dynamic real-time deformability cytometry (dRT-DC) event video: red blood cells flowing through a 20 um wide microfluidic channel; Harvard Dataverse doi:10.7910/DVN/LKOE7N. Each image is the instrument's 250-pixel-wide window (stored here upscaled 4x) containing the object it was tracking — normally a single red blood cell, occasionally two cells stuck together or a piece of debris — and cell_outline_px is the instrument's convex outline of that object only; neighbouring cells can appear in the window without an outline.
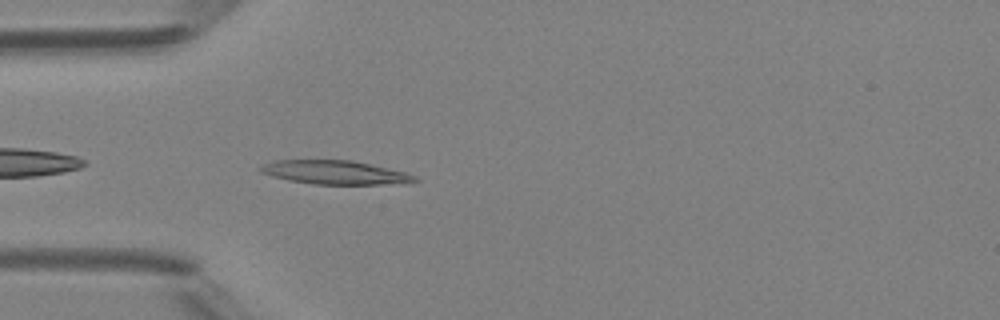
{"species": "Egyptian fruit bat (a non-hibernating species)", "species_latin": "Rousettus aegyptiacus", "temperature_condition": "room temperature", "stored_images_in_passage": 3, "camera_frame_rate_fps": 3000, "um_per_image_px": 0.085, "animal": {"sex": "female"}, "frame": {"image": 1, "passage_image": 3, "time_ms": 2.0, "image_size_px": [1000, 320], "cell_outline_px": [[420, 180], [380, 184], [312, 184], [288, 180], [272, 176], [260, 172], [260, 168], [264, 164], [272, 160], [352, 160], [404, 172], [416, 176]], "centroid_in_image_um": [28.39, 14.65], "position_along_channel_um": 56.6, "area_um2": 20.98}}